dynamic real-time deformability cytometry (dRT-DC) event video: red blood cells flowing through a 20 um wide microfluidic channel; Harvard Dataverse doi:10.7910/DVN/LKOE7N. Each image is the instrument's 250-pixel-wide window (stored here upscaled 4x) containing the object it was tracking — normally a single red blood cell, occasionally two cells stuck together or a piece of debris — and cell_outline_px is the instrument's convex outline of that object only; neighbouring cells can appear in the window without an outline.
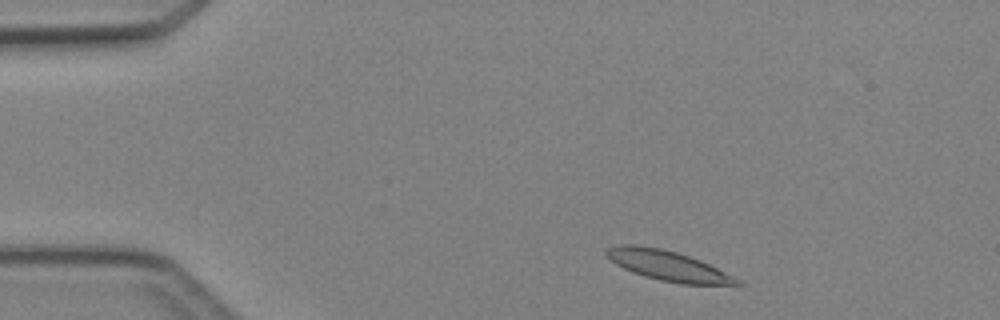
{"species": "Egyptian fruit bat (a non-hibernating species)", "species_latin": "Rousettus aegyptiacus", "temperature_condition": "cold", "stored_images_in_passage": 5, "camera_frame_rate_fps": 3000, "um_per_image_px": 0.085, "animal": {"sex": "female"}, "frame": {"image": 1, "passage_image": 1, "time_ms": 0.0, "image_size_px": [1000, 320], "cell_outline_px": [[744, 284], [680, 284], [660, 280], [644, 276], [632, 272], [616, 264], [604, 252], [608, 248], [616, 244], [640, 244], [660, 248], [676, 252], [700, 260], [740, 280]], "centroid_in_image_um": [56.71, 22.56], "position_along_channel_um": 28.3, "area_um2": 22.54}}
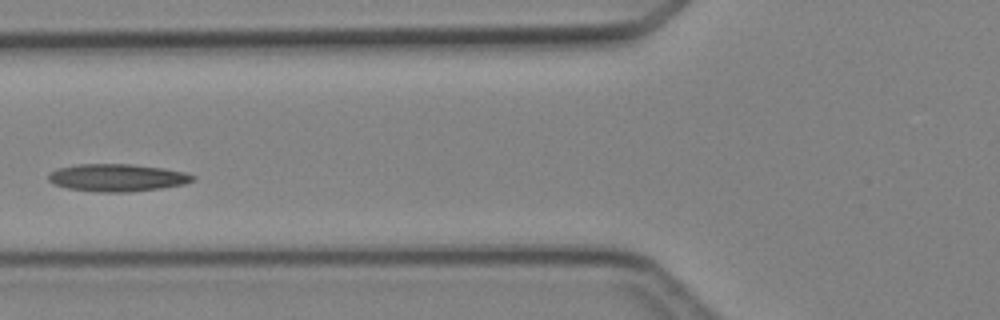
{"frame": {"image": 2, "passage_image": 4, "time_ms": 3.667, "image_size_px": [1000, 320], "cell_outline_px": [[196, 180], [184, 184], [160, 188], [128, 192], [100, 192], [68, 188], [52, 184], [48, 180], [48, 172], [56, 168], [76, 164], [128, 164], [164, 168], [184, 172], [196, 176]], "centroid_in_image_um": [9.93, 15.09], "position_along_channel_um": 115.9, "area_um2": 23.24}}
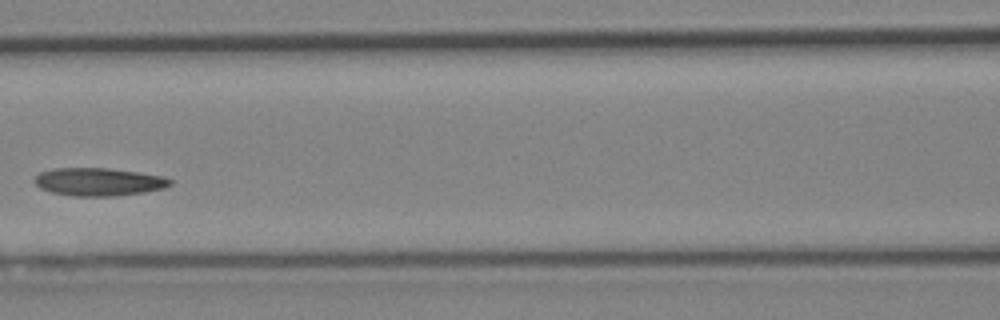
{"frame": {"image": 3, "passage_image": 5, "time_ms": 4.667, "image_size_px": [1000, 320], "cell_outline_px": [[172, 184], [164, 188], [144, 192], [116, 196], [72, 196], [52, 192], [40, 188], [32, 180], [40, 172], [52, 168], [108, 168], [164, 176], [172, 180]], "centroid_in_image_um": [8.37, 15.45], "position_along_channel_um": 158.2, "area_um2": 22.14}}